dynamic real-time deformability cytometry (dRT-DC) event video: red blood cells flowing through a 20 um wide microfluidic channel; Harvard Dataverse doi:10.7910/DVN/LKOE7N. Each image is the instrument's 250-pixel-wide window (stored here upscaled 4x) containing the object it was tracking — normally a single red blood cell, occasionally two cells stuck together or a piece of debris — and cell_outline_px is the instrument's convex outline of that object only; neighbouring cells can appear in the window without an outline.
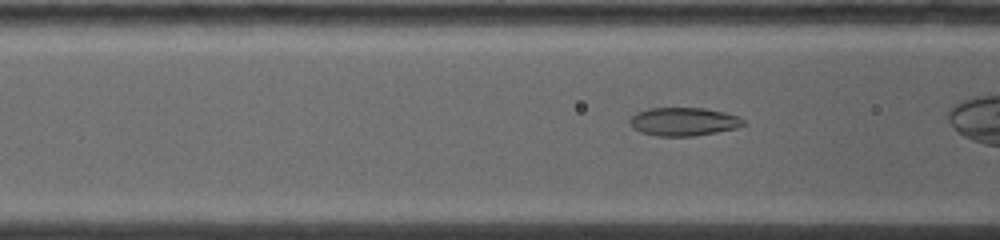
{"species": "common noctule bat (a hibernating species)", "species_latin": "Nyctalus noctula", "temperature_condition": "warm", "stored_images_in_passage": 46, "camera_frame_rate_fps": 5000, "um_per_image_px": 0.085, "animal": {"sex": "female", "body_mass_g": 19.0, "forearm_length_mm": 53.3}, "frame": {"image": 1, "passage_image": 8, "time_ms": 1.8, "image_size_px": [1000, 240], "cell_outline_px": [[744, 124], [736, 128], [696, 136], [656, 136], [640, 132], [632, 128], [628, 124], [628, 120], [636, 112], [648, 108], [704, 108], [724, 112], [740, 116], [744, 120]], "centroid_in_image_um": [58.06, 10.34], "position_along_channel_um": 108.5, "area_um2": 18.96}}
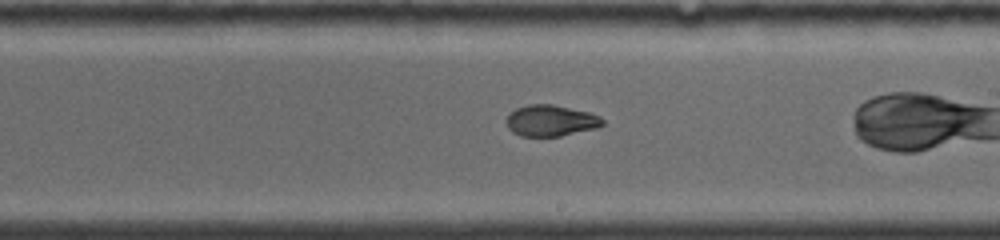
{"frame": {"image": 2, "passage_image": 23, "time_ms": 5.2, "image_size_px": [1000, 240], "cell_outline_px": [[604, 124], [596, 128], [560, 136], [520, 136], [512, 132], [508, 128], [504, 120], [516, 108], [528, 104], [552, 104], [588, 112], [600, 116], [604, 120]], "centroid_in_image_um": [46.79, 10.25], "position_along_channel_um": 242.2, "area_um2": 17.51}}
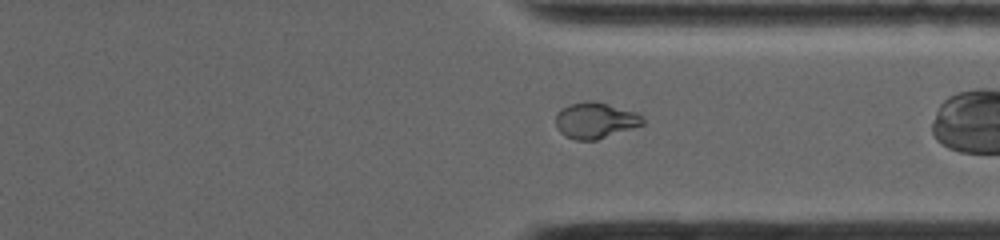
{"frame": {"image": 3, "passage_image": 37, "time_ms": 8.2, "image_size_px": [1000, 240], "cell_outline_px": [[644, 124], [596, 140], [576, 140], [564, 136], [556, 128], [556, 116], [564, 108], [572, 104], [588, 100], [592, 100], [608, 104], [636, 112], [644, 120]], "centroid_in_image_um": [50.59, 10.24], "position_along_channel_um": 360.8, "area_um2": 17.98}, "authors_computed_cell_mechanics": {"area_um2": 18.0914, "velocity_mm_per_s": 3.9411, "shape_relaxation_time_tau1_ms": null, "shape_relaxation_time_tau2_ms": 1.9665, "deformation_change_tau1": null, "deformation_change_tau2": 0.0639}}